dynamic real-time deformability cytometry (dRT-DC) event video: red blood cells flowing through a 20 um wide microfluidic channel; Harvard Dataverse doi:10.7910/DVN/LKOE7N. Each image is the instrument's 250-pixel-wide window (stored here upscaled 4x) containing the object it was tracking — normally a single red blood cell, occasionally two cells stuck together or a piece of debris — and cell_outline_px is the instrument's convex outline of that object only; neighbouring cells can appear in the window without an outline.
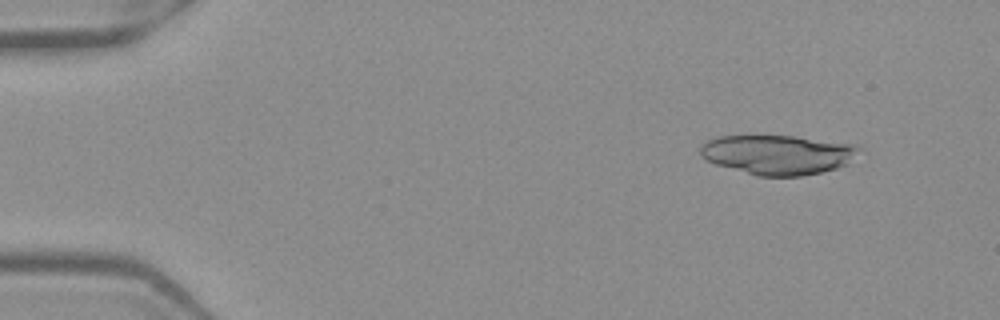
{"species": "Egyptian fruit bat (a non-hibernating species)", "species_latin": "Rousettus aegyptiacus", "temperature_condition": "warm", "stored_images_in_passage": 47, "camera_frame_rate_fps": 3000, "um_per_image_px": 0.085, "frame": {"image": 1, "passage_image": 1, "time_ms": 0.0, "image_size_px": [1000, 320], "cell_outline_px": [[860, 148], [848, 164], [836, 168], [820, 172], [800, 176], [756, 176], [716, 164], [700, 156], [700, 148], [708, 140], [720, 136], [796, 136], [860, 144]], "centroid_in_image_um": [66.15, 13.14], "position_along_channel_um": 18.9, "area_um2": 36.59}}
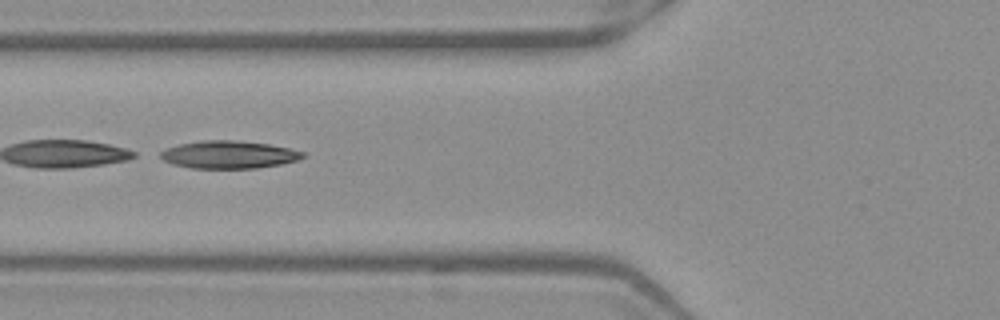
{"frame": {"image": 2, "passage_image": 16, "time_ms": 5.0, "image_size_px": [1000, 320], "cell_outline_px": [[308, 156], [296, 160], [280, 164], [256, 168], [192, 168], [172, 164], [164, 160], [160, 156], [160, 152], [164, 148], [180, 144], [204, 140], [232, 140], [268, 144], [288, 148], [304, 152]], "centroid_in_image_um": [19.43, 13.14], "position_along_channel_um": 106.4, "area_um2": 22.83}}
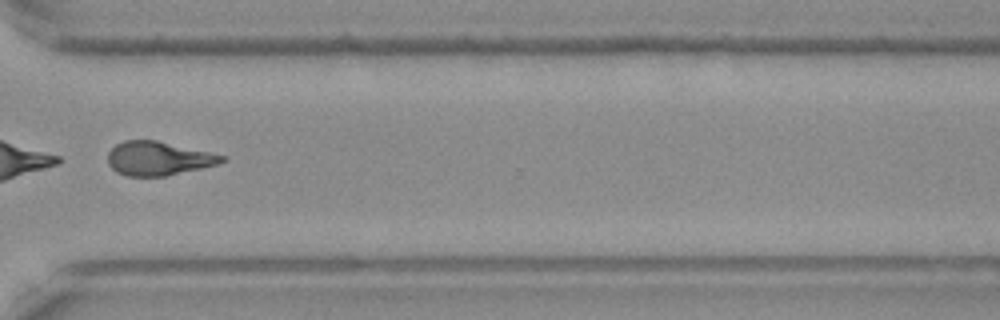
{"frame": {"image": 3, "passage_image": 35, "time_ms": 11.333, "image_size_px": [1000, 320], "cell_outline_px": [[224, 160], [216, 164], [200, 168], [164, 176], [128, 176], [116, 172], [108, 164], [108, 152], [116, 144], [124, 140], [156, 140], [208, 152], [224, 156]], "centroid_in_image_um": [13.38, 13.46], "position_along_channel_um": 357.2, "area_um2": 22.08}}